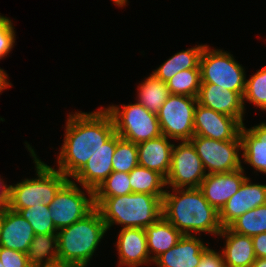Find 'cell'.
<instances>
[{
	"instance_id": "obj_27",
	"label": "cell",
	"mask_w": 266,
	"mask_h": 267,
	"mask_svg": "<svg viewBox=\"0 0 266 267\" xmlns=\"http://www.w3.org/2000/svg\"><path fill=\"white\" fill-rule=\"evenodd\" d=\"M129 179L133 193H146L163 199L166 178L157 171L138 165L129 173Z\"/></svg>"
},
{
	"instance_id": "obj_37",
	"label": "cell",
	"mask_w": 266,
	"mask_h": 267,
	"mask_svg": "<svg viewBox=\"0 0 266 267\" xmlns=\"http://www.w3.org/2000/svg\"><path fill=\"white\" fill-rule=\"evenodd\" d=\"M256 258H266V232L252 237Z\"/></svg>"
},
{
	"instance_id": "obj_22",
	"label": "cell",
	"mask_w": 266,
	"mask_h": 267,
	"mask_svg": "<svg viewBox=\"0 0 266 267\" xmlns=\"http://www.w3.org/2000/svg\"><path fill=\"white\" fill-rule=\"evenodd\" d=\"M240 137L242 141V160L256 171L266 175V122H261L249 129H246L243 124Z\"/></svg>"
},
{
	"instance_id": "obj_16",
	"label": "cell",
	"mask_w": 266,
	"mask_h": 267,
	"mask_svg": "<svg viewBox=\"0 0 266 267\" xmlns=\"http://www.w3.org/2000/svg\"><path fill=\"white\" fill-rule=\"evenodd\" d=\"M35 233L31 224L7 206L1 209L0 247L27 253Z\"/></svg>"
},
{
	"instance_id": "obj_25",
	"label": "cell",
	"mask_w": 266,
	"mask_h": 267,
	"mask_svg": "<svg viewBox=\"0 0 266 267\" xmlns=\"http://www.w3.org/2000/svg\"><path fill=\"white\" fill-rule=\"evenodd\" d=\"M26 254L31 267L60 262L57 233L35 235Z\"/></svg>"
},
{
	"instance_id": "obj_12",
	"label": "cell",
	"mask_w": 266,
	"mask_h": 267,
	"mask_svg": "<svg viewBox=\"0 0 266 267\" xmlns=\"http://www.w3.org/2000/svg\"><path fill=\"white\" fill-rule=\"evenodd\" d=\"M242 124L229 115L214 111L197 103L194 113V136L214 140H233L239 134Z\"/></svg>"
},
{
	"instance_id": "obj_9",
	"label": "cell",
	"mask_w": 266,
	"mask_h": 267,
	"mask_svg": "<svg viewBox=\"0 0 266 267\" xmlns=\"http://www.w3.org/2000/svg\"><path fill=\"white\" fill-rule=\"evenodd\" d=\"M189 141L200 157L206 174L232 172L243 167L239 156L242 149L240 134L226 141L202 136H193Z\"/></svg>"
},
{
	"instance_id": "obj_24",
	"label": "cell",
	"mask_w": 266,
	"mask_h": 267,
	"mask_svg": "<svg viewBox=\"0 0 266 267\" xmlns=\"http://www.w3.org/2000/svg\"><path fill=\"white\" fill-rule=\"evenodd\" d=\"M205 45H196L195 47L188 48L177 52L156 70L153 71V75L161 79L163 82H167L176 73L187 69H200V56Z\"/></svg>"
},
{
	"instance_id": "obj_39",
	"label": "cell",
	"mask_w": 266,
	"mask_h": 267,
	"mask_svg": "<svg viewBox=\"0 0 266 267\" xmlns=\"http://www.w3.org/2000/svg\"><path fill=\"white\" fill-rule=\"evenodd\" d=\"M8 79V74L5 72V70L0 68V94L2 91L7 89L8 87H11V83L7 81Z\"/></svg>"
},
{
	"instance_id": "obj_2",
	"label": "cell",
	"mask_w": 266,
	"mask_h": 267,
	"mask_svg": "<svg viewBox=\"0 0 266 267\" xmlns=\"http://www.w3.org/2000/svg\"><path fill=\"white\" fill-rule=\"evenodd\" d=\"M162 199V216L183 235L207 232L218 236L223 227L219 212L205 199L200 188H171Z\"/></svg>"
},
{
	"instance_id": "obj_7",
	"label": "cell",
	"mask_w": 266,
	"mask_h": 267,
	"mask_svg": "<svg viewBox=\"0 0 266 267\" xmlns=\"http://www.w3.org/2000/svg\"><path fill=\"white\" fill-rule=\"evenodd\" d=\"M201 83H212L233 92H244L245 70L228 51L205 45L200 56Z\"/></svg>"
},
{
	"instance_id": "obj_41",
	"label": "cell",
	"mask_w": 266,
	"mask_h": 267,
	"mask_svg": "<svg viewBox=\"0 0 266 267\" xmlns=\"http://www.w3.org/2000/svg\"><path fill=\"white\" fill-rule=\"evenodd\" d=\"M37 267H73V266L58 262L53 265H45V266H37Z\"/></svg>"
},
{
	"instance_id": "obj_5",
	"label": "cell",
	"mask_w": 266,
	"mask_h": 267,
	"mask_svg": "<svg viewBox=\"0 0 266 267\" xmlns=\"http://www.w3.org/2000/svg\"><path fill=\"white\" fill-rule=\"evenodd\" d=\"M25 144L34 160L37 178H26L10 185L7 207L16 212L34 205L49 206L59 189L69 180L60 171L41 161L30 144Z\"/></svg>"
},
{
	"instance_id": "obj_38",
	"label": "cell",
	"mask_w": 266,
	"mask_h": 267,
	"mask_svg": "<svg viewBox=\"0 0 266 267\" xmlns=\"http://www.w3.org/2000/svg\"><path fill=\"white\" fill-rule=\"evenodd\" d=\"M10 185L4 184L0 178V209L8 206Z\"/></svg>"
},
{
	"instance_id": "obj_32",
	"label": "cell",
	"mask_w": 266,
	"mask_h": 267,
	"mask_svg": "<svg viewBox=\"0 0 266 267\" xmlns=\"http://www.w3.org/2000/svg\"><path fill=\"white\" fill-rule=\"evenodd\" d=\"M32 226L35 235L57 233L50 216L49 206L45 204L34 205L18 211Z\"/></svg>"
},
{
	"instance_id": "obj_19",
	"label": "cell",
	"mask_w": 266,
	"mask_h": 267,
	"mask_svg": "<svg viewBox=\"0 0 266 267\" xmlns=\"http://www.w3.org/2000/svg\"><path fill=\"white\" fill-rule=\"evenodd\" d=\"M206 246L197 236L183 235L175 246L158 256L153 263L158 267H197Z\"/></svg>"
},
{
	"instance_id": "obj_14",
	"label": "cell",
	"mask_w": 266,
	"mask_h": 267,
	"mask_svg": "<svg viewBox=\"0 0 266 267\" xmlns=\"http://www.w3.org/2000/svg\"><path fill=\"white\" fill-rule=\"evenodd\" d=\"M266 204V185L253 184L247 178L240 189L226 202L219 212L221 226L228 227L236 218L245 212Z\"/></svg>"
},
{
	"instance_id": "obj_31",
	"label": "cell",
	"mask_w": 266,
	"mask_h": 267,
	"mask_svg": "<svg viewBox=\"0 0 266 267\" xmlns=\"http://www.w3.org/2000/svg\"><path fill=\"white\" fill-rule=\"evenodd\" d=\"M201 86L200 69H187L176 73L167 81L170 94L197 98Z\"/></svg>"
},
{
	"instance_id": "obj_18",
	"label": "cell",
	"mask_w": 266,
	"mask_h": 267,
	"mask_svg": "<svg viewBox=\"0 0 266 267\" xmlns=\"http://www.w3.org/2000/svg\"><path fill=\"white\" fill-rule=\"evenodd\" d=\"M116 247L119 266L138 267L153 262L147 249V237L144 228H121Z\"/></svg>"
},
{
	"instance_id": "obj_30",
	"label": "cell",
	"mask_w": 266,
	"mask_h": 267,
	"mask_svg": "<svg viewBox=\"0 0 266 267\" xmlns=\"http://www.w3.org/2000/svg\"><path fill=\"white\" fill-rule=\"evenodd\" d=\"M138 165L137 144L121 138L116 133V148L112 159L113 172L130 173Z\"/></svg>"
},
{
	"instance_id": "obj_3",
	"label": "cell",
	"mask_w": 266,
	"mask_h": 267,
	"mask_svg": "<svg viewBox=\"0 0 266 267\" xmlns=\"http://www.w3.org/2000/svg\"><path fill=\"white\" fill-rule=\"evenodd\" d=\"M106 232V224L95 207L84 218L58 230L59 261L73 267H87Z\"/></svg>"
},
{
	"instance_id": "obj_11",
	"label": "cell",
	"mask_w": 266,
	"mask_h": 267,
	"mask_svg": "<svg viewBox=\"0 0 266 267\" xmlns=\"http://www.w3.org/2000/svg\"><path fill=\"white\" fill-rule=\"evenodd\" d=\"M205 177L206 172L193 144L190 141L174 144L166 177L167 188H198Z\"/></svg>"
},
{
	"instance_id": "obj_10",
	"label": "cell",
	"mask_w": 266,
	"mask_h": 267,
	"mask_svg": "<svg viewBox=\"0 0 266 267\" xmlns=\"http://www.w3.org/2000/svg\"><path fill=\"white\" fill-rule=\"evenodd\" d=\"M197 98L170 94L157 113L162 135L178 141L194 136V113Z\"/></svg>"
},
{
	"instance_id": "obj_35",
	"label": "cell",
	"mask_w": 266,
	"mask_h": 267,
	"mask_svg": "<svg viewBox=\"0 0 266 267\" xmlns=\"http://www.w3.org/2000/svg\"><path fill=\"white\" fill-rule=\"evenodd\" d=\"M0 260L4 267H31L26 253L4 247H0Z\"/></svg>"
},
{
	"instance_id": "obj_13",
	"label": "cell",
	"mask_w": 266,
	"mask_h": 267,
	"mask_svg": "<svg viewBox=\"0 0 266 267\" xmlns=\"http://www.w3.org/2000/svg\"><path fill=\"white\" fill-rule=\"evenodd\" d=\"M244 92H233L212 83H201L197 103L236 118L242 125L245 116Z\"/></svg>"
},
{
	"instance_id": "obj_26",
	"label": "cell",
	"mask_w": 266,
	"mask_h": 267,
	"mask_svg": "<svg viewBox=\"0 0 266 267\" xmlns=\"http://www.w3.org/2000/svg\"><path fill=\"white\" fill-rule=\"evenodd\" d=\"M137 88V103L155 114L158 113L170 95L167 82H163L153 74L149 75Z\"/></svg>"
},
{
	"instance_id": "obj_36",
	"label": "cell",
	"mask_w": 266,
	"mask_h": 267,
	"mask_svg": "<svg viewBox=\"0 0 266 267\" xmlns=\"http://www.w3.org/2000/svg\"><path fill=\"white\" fill-rule=\"evenodd\" d=\"M197 267H225L222 253L206 246Z\"/></svg>"
},
{
	"instance_id": "obj_43",
	"label": "cell",
	"mask_w": 266,
	"mask_h": 267,
	"mask_svg": "<svg viewBox=\"0 0 266 267\" xmlns=\"http://www.w3.org/2000/svg\"><path fill=\"white\" fill-rule=\"evenodd\" d=\"M0 267H4V266H3V263L1 262V260H0Z\"/></svg>"
},
{
	"instance_id": "obj_33",
	"label": "cell",
	"mask_w": 266,
	"mask_h": 267,
	"mask_svg": "<svg viewBox=\"0 0 266 267\" xmlns=\"http://www.w3.org/2000/svg\"><path fill=\"white\" fill-rule=\"evenodd\" d=\"M246 101L266 111V66L259 69L249 79H246L243 105Z\"/></svg>"
},
{
	"instance_id": "obj_1",
	"label": "cell",
	"mask_w": 266,
	"mask_h": 267,
	"mask_svg": "<svg viewBox=\"0 0 266 267\" xmlns=\"http://www.w3.org/2000/svg\"><path fill=\"white\" fill-rule=\"evenodd\" d=\"M67 117L56 169L72 180L116 131L113 118L105 108L91 113L75 112Z\"/></svg>"
},
{
	"instance_id": "obj_4",
	"label": "cell",
	"mask_w": 266,
	"mask_h": 267,
	"mask_svg": "<svg viewBox=\"0 0 266 267\" xmlns=\"http://www.w3.org/2000/svg\"><path fill=\"white\" fill-rule=\"evenodd\" d=\"M107 230L113 224L122 228H146L162 217V199L146 193H129L106 197L96 207Z\"/></svg>"
},
{
	"instance_id": "obj_34",
	"label": "cell",
	"mask_w": 266,
	"mask_h": 267,
	"mask_svg": "<svg viewBox=\"0 0 266 267\" xmlns=\"http://www.w3.org/2000/svg\"><path fill=\"white\" fill-rule=\"evenodd\" d=\"M10 18L0 14V59L9 55L15 43V30Z\"/></svg>"
},
{
	"instance_id": "obj_40",
	"label": "cell",
	"mask_w": 266,
	"mask_h": 267,
	"mask_svg": "<svg viewBox=\"0 0 266 267\" xmlns=\"http://www.w3.org/2000/svg\"><path fill=\"white\" fill-rule=\"evenodd\" d=\"M251 267H266V258H256Z\"/></svg>"
},
{
	"instance_id": "obj_8",
	"label": "cell",
	"mask_w": 266,
	"mask_h": 267,
	"mask_svg": "<svg viewBox=\"0 0 266 267\" xmlns=\"http://www.w3.org/2000/svg\"><path fill=\"white\" fill-rule=\"evenodd\" d=\"M85 192L74 180H68L56 193L49 210L57 230L72 225L95 208L94 191L86 188Z\"/></svg>"
},
{
	"instance_id": "obj_21",
	"label": "cell",
	"mask_w": 266,
	"mask_h": 267,
	"mask_svg": "<svg viewBox=\"0 0 266 267\" xmlns=\"http://www.w3.org/2000/svg\"><path fill=\"white\" fill-rule=\"evenodd\" d=\"M218 236L226 242L221 250L225 267L252 266L256 260L252 237L233 232L229 227H224Z\"/></svg>"
},
{
	"instance_id": "obj_15",
	"label": "cell",
	"mask_w": 266,
	"mask_h": 267,
	"mask_svg": "<svg viewBox=\"0 0 266 267\" xmlns=\"http://www.w3.org/2000/svg\"><path fill=\"white\" fill-rule=\"evenodd\" d=\"M244 172L242 167L232 172L206 174L199 188L209 204L220 212L247 178Z\"/></svg>"
},
{
	"instance_id": "obj_6",
	"label": "cell",
	"mask_w": 266,
	"mask_h": 267,
	"mask_svg": "<svg viewBox=\"0 0 266 267\" xmlns=\"http://www.w3.org/2000/svg\"><path fill=\"white\" fill-rule=\"evenodd\" d=\"M105 109L113 118L116 133L123 139L138 144L162 135L157 114L137 102L122 107L110 105Z\"/></svg>"
},
{
	"instance_id": "obj_20",
	"label": "cell",
	"mask_w": 266,
	"mask_h": 267,
	"mask_svg": "<svg viewBox=\"0 0 266 267\" xmlns=\"http://www.w3.org/2000/svg\"><path fill=\"white\" fill-rule=\"evenodd\" d=\"M169 140L166 136L160 135L154 139L138 143L139 166L157 171L166 178L170 171L174 146V143H170Z\"/></svg>"
},
{
	"instance_id": "obj_42",
	"label": "cell",
	"mask_w": 266,
	"mask_h": 267,
	"mask_svg": "<svg viewBox=\"0 0 266 267\" xmlns=\"http://www.w3.org/2000/svg\"><path fill=\"white\" fill-rule=\"evenodd\" d=\"M118 7H123L127 4L128 0H112Z\"/></svg>"
},
{
	"instance_id": "obj_17",
	"label": "cell",
	"mask_w": 266,
	"mask_h": 267,
	"mask_svg": "<svg viewBox=\"0 0 266 267\" xmlns=\"http://www.w3.org/2000/svg\"><path fill=\"white\" fill-rule=\"evenodd\" d=\"M116 148V133L102 147L91 156L73 178L82 188L95 191L103 181L113 172L112 159Z\"/></svg>"
},
{
	"instance_id": "obj_28",
	"label": "cell",
	"mask_w": 266,
	"mask_h": 267,
	"mask_svg": "<svg viewBox=\"0 0 266 267\" xmlns=\"http://www.w3.org/2000/svg\"><path fill=\"white\" fill-rule=\"evenodd\" d=\"M228 227L233 232L249 237L266 232V204L245 212Z\"/></svg>"
},
{
	"instance_id": "obj_29",
	"label": "cell",
	"mask_w": 266,
	"mask_h": 267,
	"mask_svg": "<svg viewBox=\"0 0 266 267\" xmlns=\"http://www.w3.org/2000/svg\"><path fill=\"white\" fill-rule=\"evenodd\" d=\"M132 193L129 173L112 172L94 191V204L97 207L106 197H116Z\"/></svg>"
},
{
	"instance_id": "obj_23",
	"label": "cell",
	"mask_w": 266,
	"mask_h": 267,
	"mask_svg": "<svg viewBox=\"0 0 266 267\" xmlns=\"http://www.w3.org/2000/svg\"><path fill=\"white\" fill-rule=\"evenodd\" d=\"M145 232L148 253L149 255L154 254V256H150L152 261L175 246L183 236L163 216L152 225L146 227Z\"/></svg>"
}]
</instances>
